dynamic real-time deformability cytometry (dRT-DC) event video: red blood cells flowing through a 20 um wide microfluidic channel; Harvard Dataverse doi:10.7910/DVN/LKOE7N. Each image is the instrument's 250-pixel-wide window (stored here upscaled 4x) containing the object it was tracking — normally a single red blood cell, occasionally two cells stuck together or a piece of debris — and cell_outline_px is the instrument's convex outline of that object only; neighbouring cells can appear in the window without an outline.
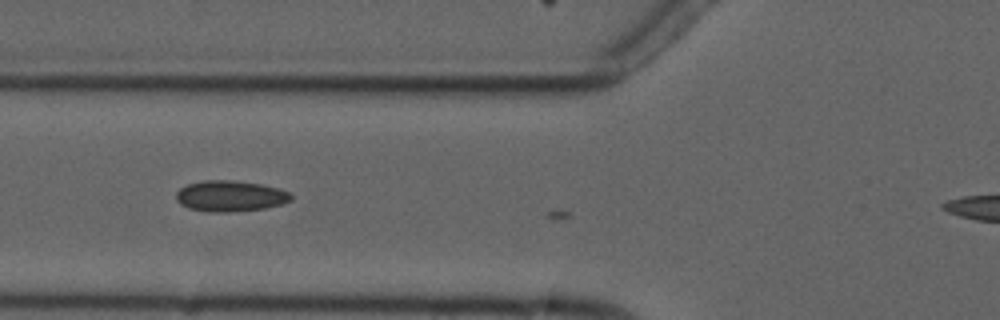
{"species": "common noctule bat (a hibernating species)", "species_latin": "Nyctalus noctula", "temperature_condition": "cold", "stored_images_in_passage": 7, "camera_frame_rate_fps": 3000, "um_per_image_px": 0.085, "animal": {"sex": "male", "forearm_length_mm": 52.5}, "frame": {"image": 1, "passage_image": 5, "time_ms": 6.333, "image_size_px": [1000, 320], "cell_outline_px": [[292, 200], [280, 204], [264, 208], [228, 212], [208, 212], [188, 208], [180, 204], [176, 200], [176, 192], [180, 188], [188, 184], [204, 180], [232, 180], [260, 184], [280, 188], [288, 192], [292, 196]], "centroid_in_image_um": [19.54, 16.66], "position_along_channel_um": 106.3, "area_um2": 20.69}}